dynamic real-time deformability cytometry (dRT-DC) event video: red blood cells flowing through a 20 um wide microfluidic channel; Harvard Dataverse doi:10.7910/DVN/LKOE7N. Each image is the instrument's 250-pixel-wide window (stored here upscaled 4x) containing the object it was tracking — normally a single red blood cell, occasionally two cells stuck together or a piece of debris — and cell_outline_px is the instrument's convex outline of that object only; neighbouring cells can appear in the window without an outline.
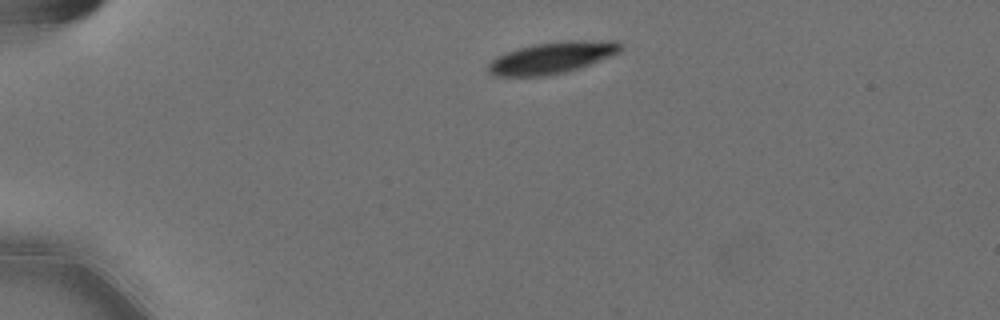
{"species": "Egyptian fruit bat (a non-hibernating species)", "species_latin": "Rousettus aegyptiacus", "temperature_condition": "cold", "stored_images_in_passage": 9, "camera_frame_rate_fps": 3000, "um_per_image_px": 0.085, "animal": {"sex": "female"}, "frame": {"image": 1, "passage_image": 1, "time_ms": 0.0, "image_size_px": [1000, 320], "cell_outline_px": [[624, 48], [620, 52], [612, 56], [580, 68], [548, 76], [492, 76], [488, 72], [488, 64], [496, 56], [520, 48], [536, 44], [568, 40], [620, 40], [624, 44]], "centroid_in_image_um": [47.01, 4.9], "position_along_channel_um": 38.0, "area_um2": 24.68}}